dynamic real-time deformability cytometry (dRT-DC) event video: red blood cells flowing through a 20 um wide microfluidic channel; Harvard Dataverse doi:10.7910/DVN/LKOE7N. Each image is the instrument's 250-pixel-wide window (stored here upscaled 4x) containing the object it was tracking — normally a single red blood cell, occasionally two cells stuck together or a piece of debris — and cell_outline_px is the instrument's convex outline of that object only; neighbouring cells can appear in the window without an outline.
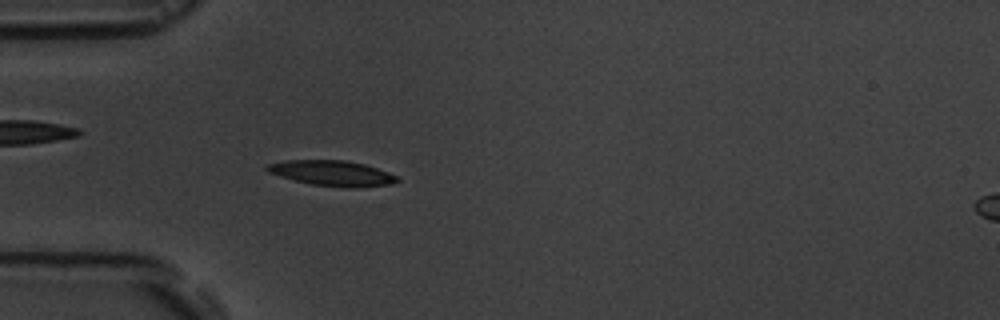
{"species": "common noctule bat (a hibernating species)", "species_latin": "Nyctalus noctula", "temperature_condition": "room temperature", "stored_images_in_passage": 6, "segment_of_instrument_passage": [1, 2], "camera_frame_rate_fps": 3000, "um_per_image_px": 0.085, "animal": {"sex": "male", "body_mass_g": 19.5, "forearm_length_mm": 54.6}, "frame": {"image": 1, "passage_image": 5, "time_ms": 5.667, "image_size_px": [1000, 320], "cell_outline_px": [[400, 180], [392, 184], [356, 188], [348, 188], [312, 184], [280, 176], [268, 172], [264, 168], [268, 164], [288, 160], [344, 160], [364, 164], [376, 168], [396, 176]], "centroid_in_image_um": [28.24, 14.72], "position_along_channel_um": 56.8, "area_um2": 19.02}}